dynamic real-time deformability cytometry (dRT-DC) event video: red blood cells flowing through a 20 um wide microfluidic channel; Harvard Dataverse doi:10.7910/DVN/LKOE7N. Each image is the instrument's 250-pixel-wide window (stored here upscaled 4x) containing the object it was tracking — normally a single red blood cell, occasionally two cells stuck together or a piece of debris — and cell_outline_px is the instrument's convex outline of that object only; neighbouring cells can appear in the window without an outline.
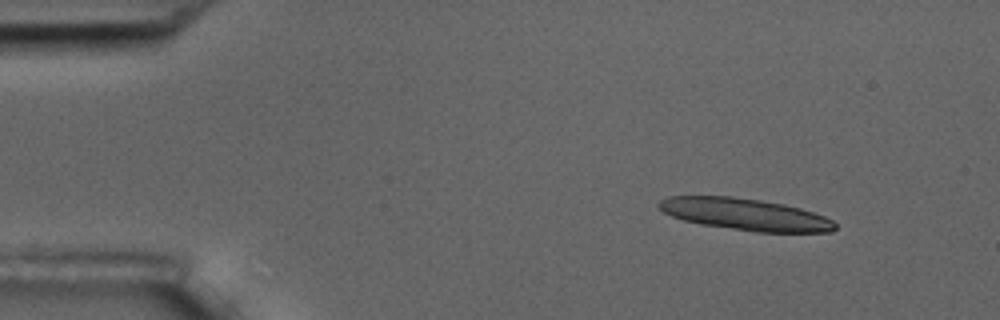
{"species": "common noctule bat (a hibernating species)", "species_latin": "Nyctalus noctula", "temperature_condition": "room temperature", "stored_images_in_passage": 4, "camera_frame_rate_fps": 3000, "um_per_image_px": 0.085, "animal": {"sex": "male", "body_mass_g": 17.5, "forearm_length_mm": 52.3}, "frame": {"image": 1, "passage_image": 1, "time_ms": 0.0, "image_size_px": [1000, 320], "cell_outline_px": [[836, 228], [832, 232], [756, 232], [700, 224], [684, 220], [672, 216], [664, 212], [656, 204], [660, 200], [668, 196], [732, 196], [760, 200], [784, 204], [800, 208], [824, 216], [832, 220], [836, 224]], "centroid_in_image_um": [63.33, 18.22], "position_along_channel_um": 21.7, "area_um2": 32.66}}